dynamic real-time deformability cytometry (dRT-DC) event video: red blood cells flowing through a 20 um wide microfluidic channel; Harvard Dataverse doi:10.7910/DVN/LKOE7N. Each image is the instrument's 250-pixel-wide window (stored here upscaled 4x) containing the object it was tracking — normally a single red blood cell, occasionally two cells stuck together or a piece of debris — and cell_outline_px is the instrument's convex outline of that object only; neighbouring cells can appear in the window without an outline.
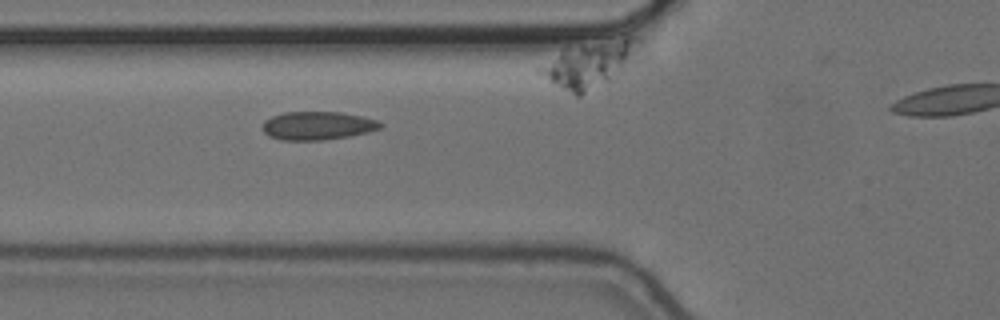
{"species": "common noctule bat (a hibernating species)", "species_latin": "Nyctalus noctula", "temperature_condition": "cold", "stored_images_in_passage": 45, "camera_frame_rate_fps": 3000, "um_per_image_px": 0.085, "animal": {"sex": "female", "body_mass_g": 24.6, "forearm_length_mm": 56.2}, "frame": {"image": 1, "passage_image": 17, "time_ms": 5.333, "image_size_px": [1000, 320], "cell_outline_px": [[384, 124], [380, 128], [368, 132], [348, 136], [324, 140], [280, 140], [268, 136], [260, 128], [264, 120], [272, 116], [284, 112], [340, 112], [360, 116], [376, 120]], "centroid_in_image_um": [26.94, 10.68], "position_along_channel_um": 98.9, "area_um2": 19.54}}
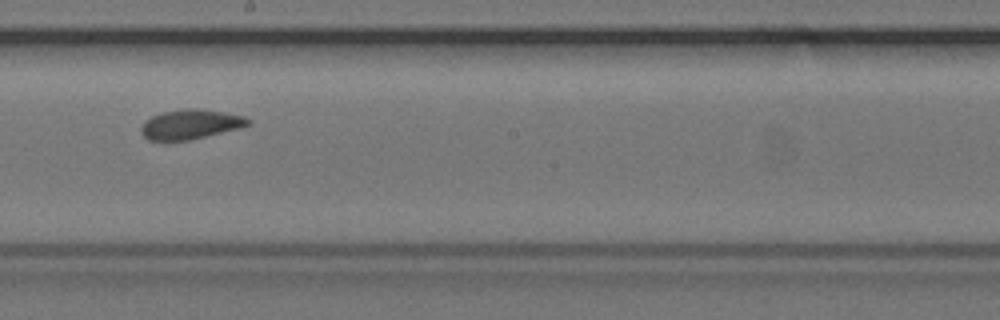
{"frame": {"image": 2, "passage_image": 28, "time_ms": 9.0, "image_size_px": [1000, 320], "cell_outline_px": [[252, 124], [240, 128], [188, 140], [148, 140], [140, 132], [140, 128], [144, 120], [160, 112], [188, 108], [196, 108], [224, 112], [244, 116], [252, 120]], "centroid_in_image_um": [16.19, 10.55], "position_along_channel_um": 232.0, "area_um2": 18.55}}
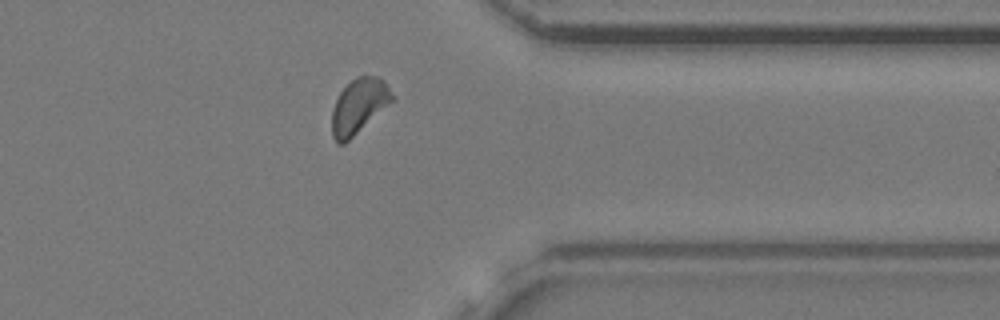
{"frame": {"image": 3, "passage_image": 41, "time_ms": 13.333, "image_size_px": [1000, 320], "cell_outline_px": [[392, 100], [344, 144], [336, 144], [332, 136], [332, 108], [340, 92], [352, 80], [360, 76], [376, 76], [384, 80], [392, 96]], "centroid_in_image_um": [30.44, 9.03], "position_along_channel_um": 381.0, "area_um2": 18.55}}